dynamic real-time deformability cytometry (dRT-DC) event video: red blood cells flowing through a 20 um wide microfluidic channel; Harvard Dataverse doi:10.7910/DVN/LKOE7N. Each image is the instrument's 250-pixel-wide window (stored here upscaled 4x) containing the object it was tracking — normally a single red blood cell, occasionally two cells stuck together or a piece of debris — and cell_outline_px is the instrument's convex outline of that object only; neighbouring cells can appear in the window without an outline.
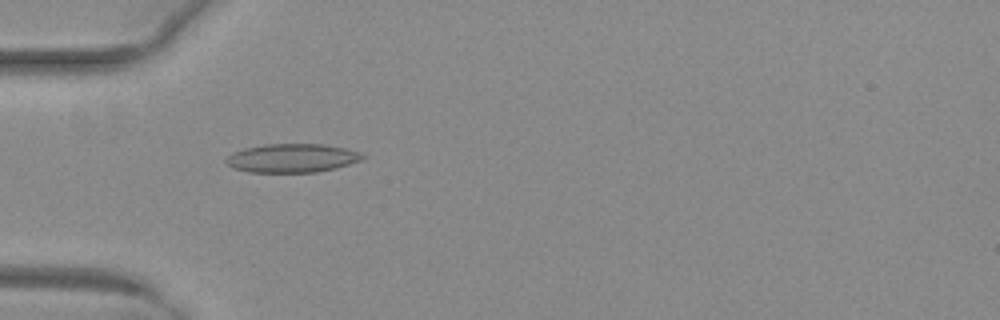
{"species": "common noctule bat (a hibernating species)", "species_latin": "Nyctalus noctula", "temperature_condition": "warm", "stored_images_in_passage": 52, "camera_frame_rate_fps": 3000, "um_per_image_px": 0.085, "animal": {"sex": "female", "body_mass_g": 29.2, "forearm_length_mm": 56.3}, "frame": {"image": 1, "passage_image": 17, "time_ms": 5.333, "image_size_px": [1000, 320], "cell_outline_px": [[364, 156], [360, 160], [336, 168], [316, 172], [248, 172], [232, 168], [224, 160], [232, 152], [244, 148], [264, 144], [324, 144], [344, 148], [360, 152]], "centroid_in_image_um": [24.78, 13.43], "position_along_channel_um": 60.2, "area_um2": 22.77}}
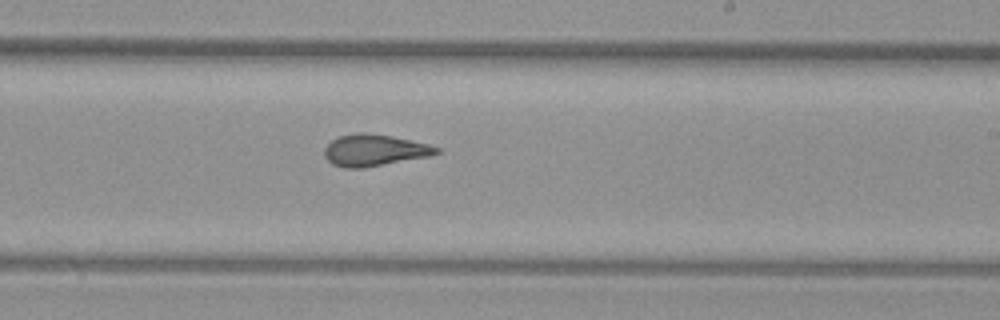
{"frame": {"image": 2, "passage_image": 32, "time_ms": 10.333, "image_size_px": [1000, 320], "cell_outline_px": [[440, 152], [428, 156], [364, 168], [344, 168], [332, 164], [324, 156], [324, 148], [332, 140], [340, 136], [356, 132], [364, 132], [392, 136], [428, 144], [440, 148]], "centroid_in_image_um": [31.79, 12.77], "position_along_channel_um": 257.2, "area_um2": 20.58}}
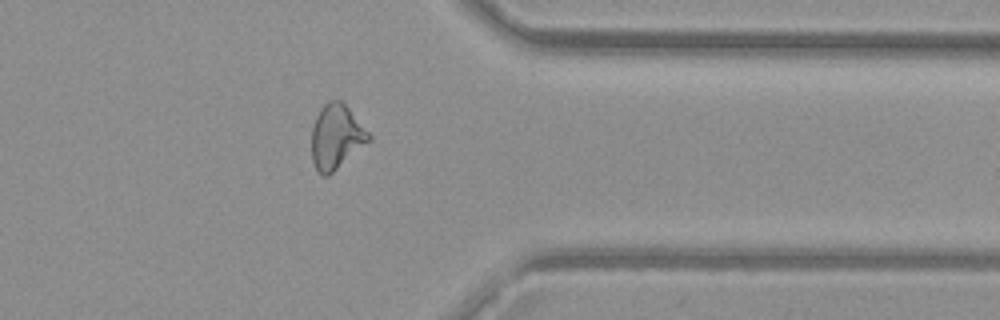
{"frame": {"image": 3, "passage_image": 42, "time_ms": 13.667, "image_size_px": [1000, 320], "cell_outline_px": [[372, 140], [328, 176], [324, 176], [316, 168], [312, 160], [312, 128], [316, 116], [320, 108], [328, 100], [340, 100], [348, 108], [372, 136]], "centroid_in_image_um": [28.59, 11.63], "position_along_channel_um": 382.8, "area_um2": 21.39}, "authors_computed_cell_mechanics": {"area_um2": 21.3571, "velocity_mm_per_s": 4.0351, "shape_relaxation_time_tau1_ms": null, "shape_relaxation_time_tau2_ms": 1.2978, "deformation_change_tau1": null, "deformation_change_tau2": 0.0788}}